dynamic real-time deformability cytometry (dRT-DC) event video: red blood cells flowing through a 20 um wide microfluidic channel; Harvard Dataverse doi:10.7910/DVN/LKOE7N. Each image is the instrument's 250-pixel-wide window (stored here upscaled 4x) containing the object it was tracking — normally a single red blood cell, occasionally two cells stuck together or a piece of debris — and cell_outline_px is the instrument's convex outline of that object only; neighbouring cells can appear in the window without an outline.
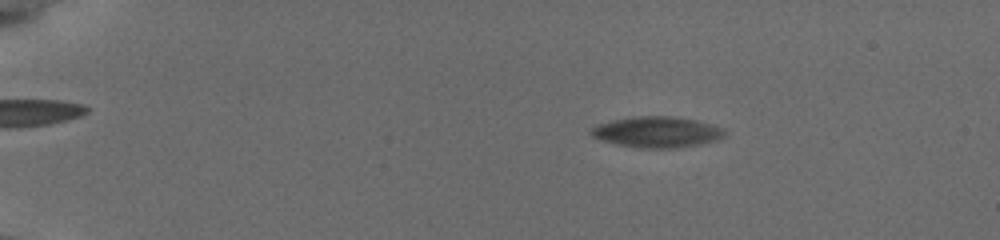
{"species": "common noctule bat (a hibernating species)", "species_latin": "Nyctalus noctula", "temperature_condition": "cold", "stored_images_in_passage": 47, "camera_frame_rate_fps": 3000, "um_per_image_px": 0.085, "animal": {"sex": "female", "body_mass_g": 19.5, "forearm_length_mm": 54.1}, "frame": {"image": 1, "passage_image": 1, "time_ms": 0.0, "image_size_px": [1000, 240], "cell_outline_px": [[724, 132], [720, 136], [712, 140], [696, 144], [676, 148], [640, 148], [620, 144], [604, 140], [592, 136], [588, 132], [596, 124], [636, 116], [672, 116], [696, 120], [708, 124]], "centroid_in_image_um": [55.73, 11.21], "position_along_channel_um": 29.3, "area_um2": 23.12}}
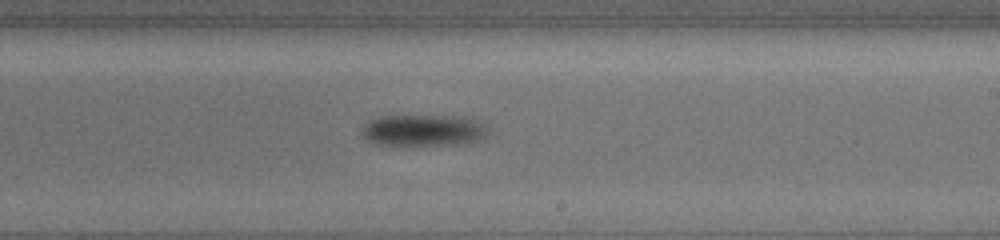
{"frame": {"image": 2, "passage_image": 27, "time_ms": 8.667, "image_size_px": [1000, 240], "cell_outline_px": [[488, 132], [480, 140], [472, 144], [380, 144], [368, 140], [364, 136], [364, 124], [372, 120], [384, 116], [444, 116], [472, 120], [484, 128]], "centroid_in_image_um": [35.98, 11.09], "position_along_channel_um": 253.0, "area_um2": 22.14}}
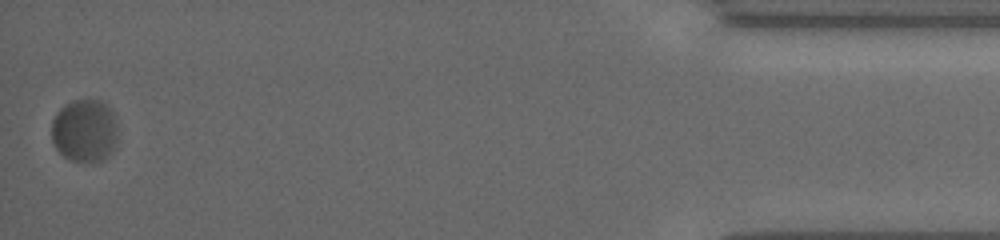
{"frame": {"image": 3, "passage_image": 47, "time_ms": 15.333, "image_size_px": [1000, 240], "cell_outline_px": [[116, 140], [108, 156], [104, 160], [92, 164], [68, 160], [56, 148], [52, 140], [52, 120], [56, 112], [64, 104], [72, 100], [100, 100], [108, 104], [112, 108], [116, 128]], "centroid_in_image_um": [7.18, 11.11], "position_along_channel_um": 428.0, "area_um2": 24.68}}